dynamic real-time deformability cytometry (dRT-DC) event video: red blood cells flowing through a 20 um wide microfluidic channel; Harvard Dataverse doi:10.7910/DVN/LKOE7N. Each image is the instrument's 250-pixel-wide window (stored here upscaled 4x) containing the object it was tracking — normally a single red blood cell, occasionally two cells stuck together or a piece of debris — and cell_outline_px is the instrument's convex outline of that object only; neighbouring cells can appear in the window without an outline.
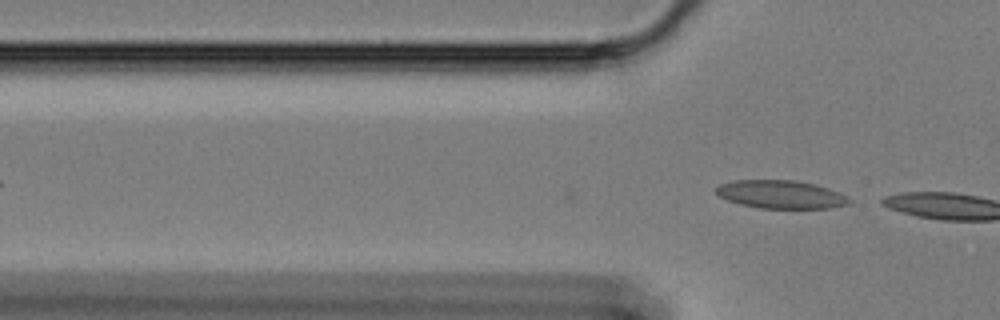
{"species": "Egyptian fruit bat (a non-hibernating species)", "species_latin": "Rousettus aegyptiacus", "temperature_condition": "cold", "stored_images_in_passage": 2, "camera_frame_rate_fps": 3000, "um_per_image_px": 0.085, "animal": {"sex": "female"}, "frame": {"image": 1, "passage_image": 2, "time_ms": 0.333, "image_size_px": [1000, 320], "cell_outline_px": [[852, 200], [848, 204], [828, 208], [760, 208], [740, 204], [728, 200], [720, 196], [716, 192], [716, 188], [720, 184], [736, 180], [796, 180], [816, 184], [840, 192], [848, 196]], "centroid_in_image_um": [66.41, 16.52], "position_along_channel_um": 59.4, "area_um2": 21.85}}